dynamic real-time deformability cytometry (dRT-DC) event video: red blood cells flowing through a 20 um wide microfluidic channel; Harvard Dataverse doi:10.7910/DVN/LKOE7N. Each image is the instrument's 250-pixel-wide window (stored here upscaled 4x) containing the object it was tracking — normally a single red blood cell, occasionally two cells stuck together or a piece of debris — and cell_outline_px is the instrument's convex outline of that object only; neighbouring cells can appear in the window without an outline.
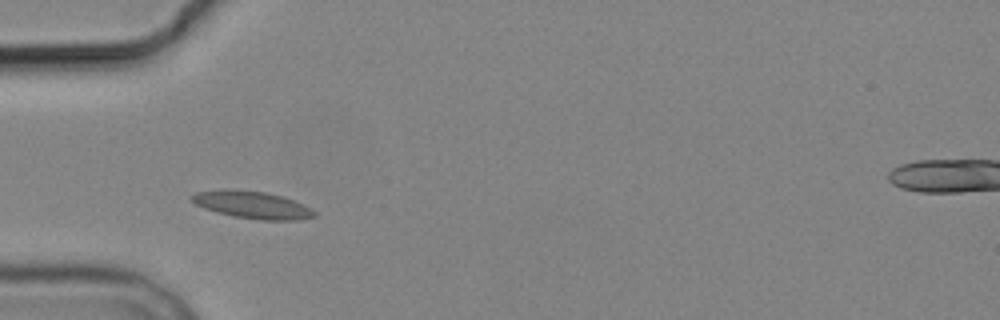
{"species": "common noctule bat (a hibernating species)", "species_latin": "Nyctalus noctula", "temperature_condition": "cold", "stored_images_in_passage": 2, "camera_frame_rate_fps": 3000, "um_per_image_px": 0.085, "animal": {"sex": "male", "body_mass_g": 19.2, "forearm_length_mm": 51.8}, "frame": {"image": 1, "passage_image": 1, "time_ms": 0.0, "image_size_px": [1000, 320], "cell_outline_px": [[316, 216], [296, 220], [260, 220], [236, 216], [216, 212], [204, 208], [196, 204], [188, 196], [196, 192], [232, 188], [264, 192], [284, 196], [304, 204], [316, 212]], "centroid_in_image_um": [21.44, 17.4], "position_along_channel_um": 63.6, "area_um2": 19.59}}
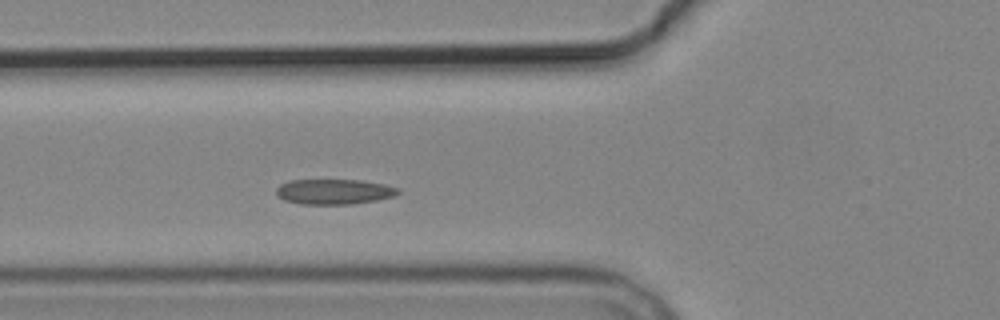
{"frame": {"image": 2, "passage_image": 2, "time_ms": 1.0, "image_size_px": [1000, 320], "cell_outline_px": [[400, 192], [392, 196], [376, 200], [348, 204], [300, 204], [284, 200], [276, 196], [276, 188], [280, 184], [288, 180], [360, 180], [384, 184], [400, 188]], "centroid_in_image_um": [28.35, 16.28], "position_along_channel_um": 97.5, "area_um2": 17.92}}